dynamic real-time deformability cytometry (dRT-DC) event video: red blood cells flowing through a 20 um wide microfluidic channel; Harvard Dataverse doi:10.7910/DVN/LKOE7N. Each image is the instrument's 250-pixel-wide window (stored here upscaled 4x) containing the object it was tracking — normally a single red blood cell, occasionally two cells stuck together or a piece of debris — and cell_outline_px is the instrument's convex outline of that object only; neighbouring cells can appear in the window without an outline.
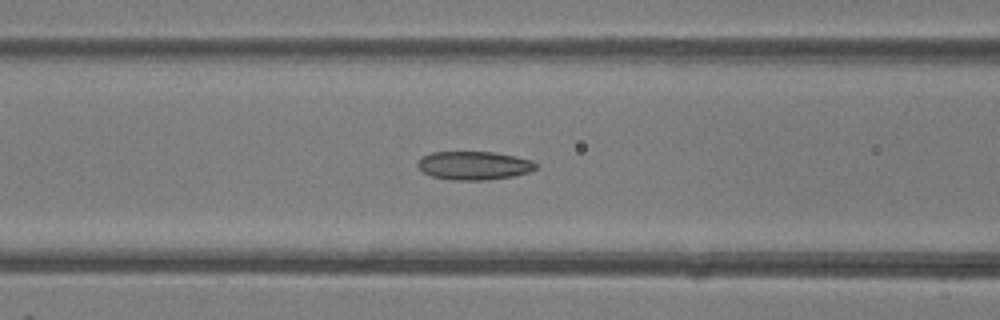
{"species": "common noctule bat (a hibernating species)", "species_latin": "Nyctalus noctula", "temperature_condition": "room temperature", "stored_images_in_passage": 38, "camera_frame_rate_fps": 3000, "um_per_image_px": 0.085, "animal": {"sex": "female"}, "frame": {"image": 1, "passage_image": 19, "time_ms": 6.0, "image_size_px": [1000, 320], "cell_outline_px": [[536, 168], [528, 172], [512, 176], [488, 180], [452, 180], [432, 176], [420, 172], [416, 164], [424, 156], [432, 152], [496, 152], [516, 156], [532, 160], [536, 164]], "centroid_in_image_um": [40.27, 14.07], "position_along_channel_um": 126.3, "area_um2": 19.65}}
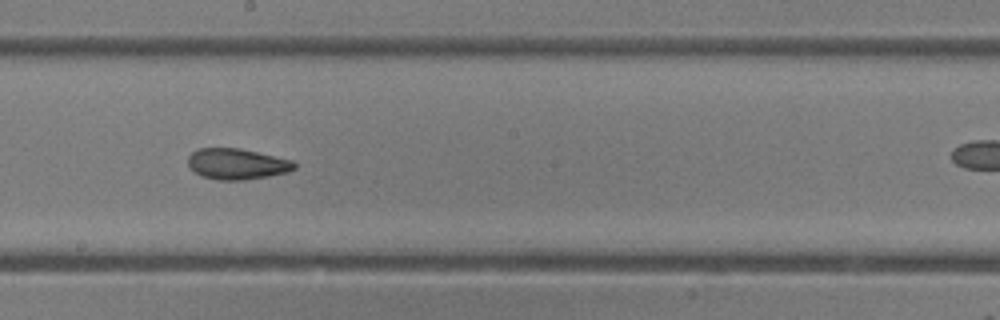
{"frame": {"image": 2, "passage_image": 26, "time_ms": 8.333, "image_size_px": [1000, 320], "cell_outline_px": [[296, 168], [288, 172], [268, 176], [244, 180], [216, 180], [200, 176], [188, 164], [188, 156], [192, 152], [200, 148], [240, 148], [292, 160], [296, 164]], "centroid_in_image_um": [20.14, 13.94], "position_along_channel_um": 228.1, "area_um2": 19.13}}
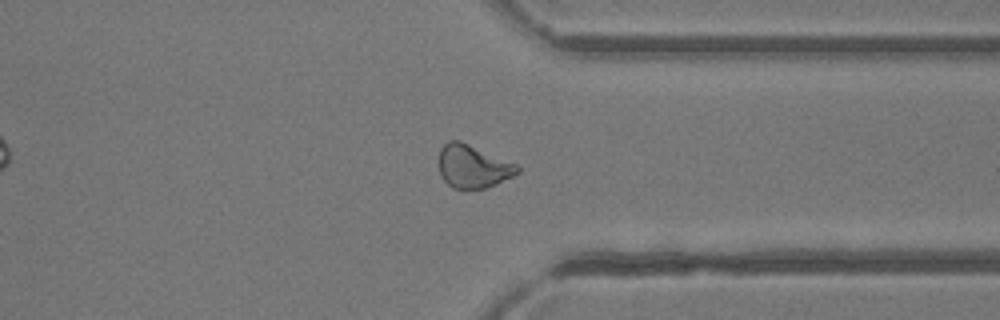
{"frame": {"image": 3, "passage_image": 36, "time_ms": 11.667, "image_size_px": [1000, 320], "cell_outline_px": [[520, 172], [496, 184], [484, 188], [452, 188], [440, 176], [440, 148], [448, 140], [460, 140], [516, 164], [520, 168]], "centroid_in_image_um": [40.19, 14.13], "position_along_channel_um": 371.2, "area_um2": 19.48}}